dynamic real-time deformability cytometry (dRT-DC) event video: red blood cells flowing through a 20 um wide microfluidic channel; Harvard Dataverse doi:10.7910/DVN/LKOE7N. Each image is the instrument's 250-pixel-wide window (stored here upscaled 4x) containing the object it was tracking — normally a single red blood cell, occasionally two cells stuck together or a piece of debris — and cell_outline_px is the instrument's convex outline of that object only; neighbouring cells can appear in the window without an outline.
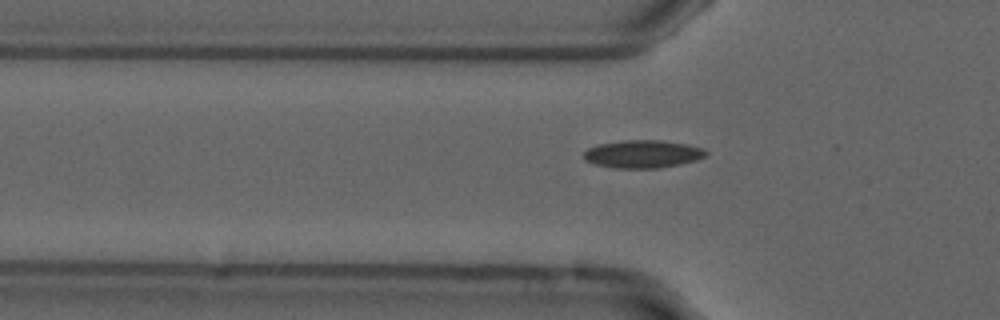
{"species": "common noctule bat (a hibernating species)", "species_latin": "Nyctalus noctula", "temperature_condition": "cold", "stored_images_in_passage": 36, "camera_frame_rate_fps": 3000, "um_per_image_px": 0.085, "animal": {"sex": "male", "forearm_length_mm": 52.5}, "frame": {"image": 1, "passage_image": 2, "time_ms": 0.333, "image_size_px": [1000, 320], "cell_outline_px": [[708, 152], [704, 156], [696, 160], [680, 164], [660, 168], [616, 168], [596, 164], [584, 160], [580, 156], [588, 148], [600, 144], [624, 140], [660, 140], [688, 144], [704, 148]], "centroid_in_image_um": [54.63, 13.09], "position_along_channel_um": 71.2, "area_um2": 19.88}}
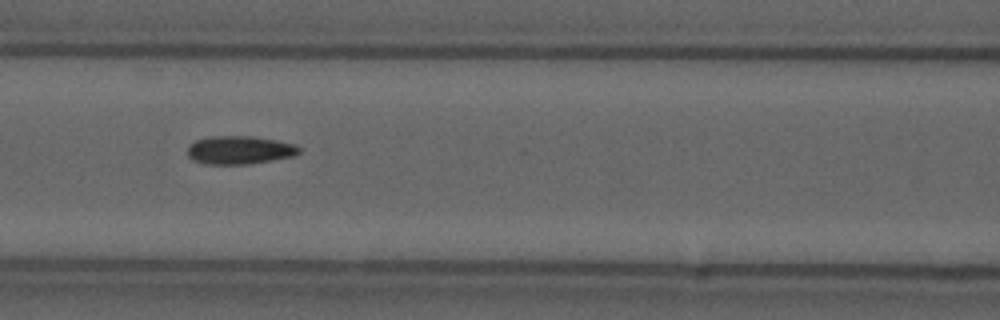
{"frame": {"image": 2, "passage_image": 8, "time_ms": 2.333, "image_size_px": [1000, 320], "cell_outline_px": [[300, 152], [292, 156], [272, 160], [248, 164], [208, 164], [192, 160], [188, 156], [188, 148], [196, 140], [212, 136], [256, 136], [296, 144], [300, 148]], "centroid_in_image_um": [20.38, 12.75], "position_along_channel_um": 146.2, "area_um2": 18.32}}
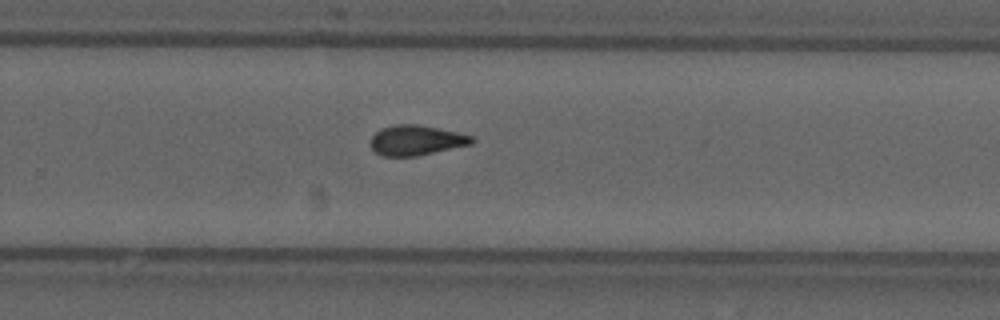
{"frame": {"image": 3, "passage_image": 20, "time_ms": 6.333, "image_size_px": [1000, 320], "cell_outline_px": [[476, 140], [472, 144], [416, 156], [384, 156], [376, 152], [372, 148], [372, 136], [380, 128], [396, 124], [416, 124], [456, 132], [472, 136]], "centroid_in_image_um": [35.39, 11.92], "position_along_channel_um": 294.4, "area_um2": 17.51}, "authors_computed_cell_mechanics": {"area_um2": 17.5712, "velocity_mm_per_s": 3.7199, "shape_relaxation_time_tau1_ms": null, "shape_relaxation_time_tau2_ms": 2.4113, "deformation_change_tau1": null, "deformation_change_tau2": 0.0827}}